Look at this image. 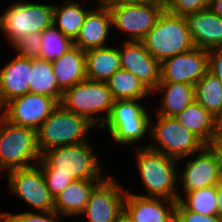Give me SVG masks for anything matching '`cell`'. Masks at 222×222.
Returning <instances> with one entry per match:
<instances>
[{"mask_svg":"<svg viewBox=\"0 0 222 222\" xmlns=\"http://www.w3.org/2000/svg\"><path fill=\"white\" fill-rule=\"evenodd\" d=\"M138 101L114 100L111 112L101 127L107 126L111 137L118 144H135L150 131V118Z\"/></svg>","mask_w":222,"mask_h":222,"instance_id":"obj_10","label":"cell"},{"mask_svg":"<svg viewBox=\"0 0 222 222\" xmlns=\"http://www.w3.org/2000/svg\"><path fill=\"white\" fill-rule=\"evenodd\" d=\"M157 124L151 126V138L154 142L148 148L161 152L176 160H183L191 154H197L205 144L175 117L157 115Z\"/></svg>","mask_w":222,"mask_h":222,"instance_id":"obj_9","label":"cell"},{"mask_svg":"<svg viewBox=\"0 0 222 222\" xmlns=\"http://www.w3.org/2000/svg\"><path fill=\"white\" fill-rule=\"evenodd\" d=\"M53 72L58 88L64 93L67 89L86 78L85 51L72 45L61 57L52 61Z\"/></svg>","mask_w":222,"mask_h":222,"instance_id":"obj_21","label":"cell"},{"mask_svg":"<svg viewBox=\"0 0 222 222\" xmlns=\"http://www.w3.org/2000/svg\"><path fill=\"white\" fill-rule=\"evenodd\" d=\"M175 118L205 145H209L217 130V119L196 100Z\"/></svg>","mask_w":222,"mask_h":222,"instance_id":"obj_24","label":"cell"},{"mask_svg":"<svg viewBox=\"0 0 222 222\" xmlns=\"http://www.w3.org/2000/svg\"><path fill=\"white\" fill-rule=\"evenodd\" d=\"M185 196V199L180 196L178 201L187 210L201 215H217L216 185L190 191Z\"/></svg>","mask_w":222,"mask_h":222,"instance_id":"obj_30","label":"cell"},{"mask_svg":"<svg viewBox=\"0 0 222 222\" xmlns=\"http://www.w3.org/2000/svg\"><path fill=\"white\" fill-rule=\"evenodd\" d=\"M54 5L23 2L13 4L0 16V30L13 46L23 36L41 33L53 25Z\"/></svg>","mask_w":222,"mask_h":222,"instance_id":"obj_8","label":"cell"},{"mask_svg":"<svg viewBox=\"0 0 222 222\" xmlns=\"http://www.w3.org/2000/svg\"><path fill=\"white\" fill-rule=\"evenodd\" d=\"M40 59L53 61L66 53L73 41L63 35L54 25L41 32Z\"/></svg>","mask_w":222,"mask_h":222,"instance_id":"obj_31","label":"cell"},{"mask_svg":"<svg viewBox=\"0 0 222 222\" xmlns=\"http://www.w3.org/2000/svg\"><path fill=\"white\" fill-rule=\"evenodd\" d=\"M31 58L16 55L0 69V109L11 99L30 92Z\"/></svg>","mask_w":222,"mask_h":222,"instance_id":"obj_18","label":"cell"},{"mask_svg":"<svg viewBox=\"0 0 222 222\" xmlns=\"http://www.w3.org/2000/svg\"><path fill=\"white\" fill-rule=\"evenodd\" d=\"M141 42L160 64L170 57L190 51L195 47L186 18L171 14L166 10Z\"/></svg>","mask_w":222,"mask_h":222,"instance_id":"obj_3","label":"cell"},{"mask_svg":"<svg viewBox=\"0 0 222 222\" xmlns=\"http://www.w3.org/2000/svg\"><path fill=\"white\" fill-rule=\"evenodd\" d=\"M9 185L12 193L38 212L54 211V198L47 188L41 168L31 166L9 171Z\"/></svg>","mask_w":222,"mask_h":222,"instance_id":"obj_11","label":"cell"},{"mask_svg":"<svg viewBox=\"0 0 222 222\" xmlns=\"http://www.w3.org/2000/svg\"><path fill=\"white\" fill-rule=\"evenodd\" d=\"M102 180H73L54 198V211L59 216H80L93 189Z\"/></svg>","mask_w":222,"mask_h":222,"instance_id":"obj_22","label":"cell"},{"mask_svg":"<svg viewBox=\"0 0 222 222\" xmlns=\"http://www.w3.org/2000/svg\"><path fill=\"white\" fill-rule=\"evenodd\" d=\"M99 7V8H98ZM96 9H91L73 41V45L83 51L106 46L107 36L112 28V17L107 5L99 4Z\"/></svg>","mask_w":222,"mask_h":222,"instance_id":"obj_20","label":"cell"},{"mask_svg":"<svg viewBox=\"0 0 222 222\" xmlns=\"http://www.w3.org/2000/svg\"><path fill=\"white\" fill-rule=\"evenodd\" d=\"M99 3H98V5L99 4H108V3H110V2H114V1H118V0H97Z\"/></svg>","mask_w":222,"mask_h":222,"instance_id":"obj_43","label":"cell"},{"mask_svg":"<svg viewBox=\"0 0 222 222\" xmlns=\"http://www.w3.org/2000/svg\"><path fill=\"white\" fill-rule=\"evenodd\" d=\"M85 67L88 80L106 82L121 69L118 48L105 46L85 51Z\"/></svg>","mask_w":222,"mask_h":222,"instance_id":"obj_23","label":"cell"},{"mask_svg":"<svg viewBox=\"0 0 222 222\" xmlns=\"http://www.w3.org/2000/svg\"><path fill=\"white\" fill-rule=\"evenodd\" d=\"M30 92L53 97L59 104L63 92L58 88L52 62L31 58Z\"/></svg>","mask_w":222,"mask_h":222,"instance_id":"obj_27","label":"cell"},{"mask_svg":"<svg viewBox=\"0 0 222 222\" xmlns=\"http://www.w3.org/2000/svg\"><path fill=\"white\" fill-rule=\"evenodd\" d=\"M209 71L222 82V47L208 51Z\"/></svg>","mask_w":222,"mask_h":222,"instance_id":"obj_37","label":"cell"},{"mask_svg":"<svg viewBox=\"0 0 222 222\" xmlns=\"http://www.w3.org/2000/svg\"><path fill=\"white\" fill-rule=\"evenodd\" d=\"M194 87L195 100L218 119L222 115V82L208 71Z\"/></svg>","mask_w":222,"mask_h":222,"instance_id":"obj_29","label":"cell"},{"mask_svg":"<svg viewBox=\"0 0 222 222\" xmlns=\"http://www.w3.org/2000/svg\"><path fill=\"white\" fill-rule=\"evenodd\" d=\"M136 150L139 173L148 190L147 195H136L178 201L180 195L176 193V185L179 184L176 183L179 174L176 166L179 161L146 146L136 147Z\"/></svg>","mask_w":222,"mask_h":222,"instance_id":"obj_2","label":"cell"},{"mask_svg":"<svg viewBox=\"0 0 222 222\" xmlns=\"http://www.w3.org/2000/svg\"><path fill=\"white\" fill-rule=\"evenodd\" d=\"M41 159L37 146L36 130L18 126L0 117V172L27 168L30 160Z\"/></svg>","mask_w":222,"mask_h":222,"instance_id":"obj_7","label":"cell"},{"mask_svg":"<svg viewBox=\"0 0 222 222\" xmlns=\"http://www.w3.org/2000/svg\"><path fill=\"white\" fill-rule=\"evenodd\" d=\"M209 9L222 18V0H210Z\"/></svg>","mask_w":222,"mask_h":222,"instance_id":"obj_40","label":"cell"},{"mask_svg":"<svg viewBox=\"0 0 222 222\" xmlns=\"http://www.w3.org/2000/svg\"><path fill=\"white\" fill-rule=\"evenodd\" d=\"M164 6L167 12L185 17L191 13L208 9L210 0H166Z\"/></svg>","mask_w":222,"mask_h":222,"instance_id":"obj_32","label":"cell"},{"mask_svg":"<svg viewBox=\"0 0 222 222\" xmlns=\"http://www.w3.org/2000/svg\"><path fill=\"white\" fill-rule=\"evenodd\" d=\"M43 175L70 176L73 180H103L101 165L89 141L57 146L41 154Z\"/></svg>","mask_w":222,"mask_h":222,"instance_id":"obj_1","label":"cell"},{"mask_svg":"<svg viewBox=\"0 0 222 222\" xmlns=\"http://www.w3.org/2000/svg\"><path fill=\"white\" fill-rule=\"evenodd\" d=\"M174 222H222L218 215H201L187 210L179 201H176Z\"/></svg>","mask_w":222,"mask_h":222,"instance_id":"obj_35","label":"cell"},{"mask_svg":"<svg viewBox=\"0 0 222 222\" xmlns=\"http://www.w3.org/2000/svg\"><path fill=\"white\" fill-rule=\"evenodd\" d=\"M113 103L114 99L106 82L88 79L67 89L60 102L67 111L87 118L94 125H99L100 129L108 118ZM103 111L106 116L97 117L96 113Z\"/></svg>","mask_w":222,"mask_h":222,"instance_id":"obj_6","label":"cell"},{"mask_svg":"<svg viewBox=\"0 0 222 222\" xmlns=\"http://www.w3.org/2000/svg\"><path fill=\"white\" fill-rule=\"evenodd\" d=\"M194 46L203 50L222 47V18L211 9L185 16Z\"/></svg>","mask_w":222,"mask_h":222,"instance_id":"obj_19","label":"cell"},{"mask_svg":"<svg viewBox=\"0 0 222 222\" xmlns=\"http://www.w3.org/2000/svg\"><path fill=\"white\" fill-rule=\"evenodd\" d=\"M65 5L54 6L53 25L58 30L74 41L81 30L84 20L90 10L84 9L74 0H66Z\"/></svg>","mask_w":222,"mask_h":222,"instance_id":"obj_28","label":"cell"},{"mask_svg":"<svg viewBox=\"0 0 222 222\" xmlns=\"http://www.w3.org/2000/svg\"><path fill=\"white\" fill-rule=\"evenodd\" d=\"M208 71V51L194 47L161 63L160 82H180L195 86Z\"/></svg>","mask_w":222,"mask_h":222,"instance_id":"obj_14","label":"cell"},{"mask_svg":"<svg viewBox=\"0 0 222 222\" xmlns=\"http://www.w3.org/2000/svg\"><path fill=\"white\" fill-rule=\"evenodd\" d=\"M106 84L114 100H140L152 94L133 73L122 68L116 71Z\"/></svg>","mask_w":222,"mask_h":222,"instance_id":"obj_26","label":"cell"},{"mask_svg":"<svg viewBox=\"0 0 222 222\" xmlns=\"http://www.w3.org/2000/svg\"><path fill=\"white\" fill-rule=\"evenodd\" d=\"M106 5L112 27L128 33L129 41H141L165 10L164 2L159 0H118Z\"/></svg>","mask_w":222,"mask_h":222,"instance_id":"obj_5","label":"cell"},{"mask_svg":"<svg viewBox=\"0 0 222 222\" xmlns=\"http://www.w3.org/2000/svg\"><path fill=\"white\" fill-rule=\"evenodd\" d=\"M208 146L215 152L222 166V133L218 129Z\"/></svg>","mask_w":222,"mask_h":222,"instance_id":"obj_38","label":"cell"},{"mask_svg":"<svg viewBox=\"0 0 222 222\" xmlns=\"http://www.w3.org/2000/svg\"><path fill=\"white\" fill-rule=\"evenodd\" d=\"M217 215L222 217V179L216 184Z\"/></svg>","mask_w":222,"mask_h":222,"instance_id":"obj_39","label":"cell"},{"mask_svg":"<svg viewBox=\"0 0 222 222\" xmlns=\"http://www.w3.org/2000/svg\"><path fill=\"white\" fill-rule=\"evenodd\" d=\"M116 222H132V220L129 218V216L123 212L117 219Z\"/></svg>","mask_w":222,"mask_h":222,"instance_id":"obj_41","label":"cell"},{"mask_svg":"<svg viewBox=\"0 0 222 222\" xmlns=\"http://www.w3.org/2000/svg\"><path fill=\"white\" fill-rule=\"evenodd\" d=\"M41 33L33 32L23 36L18 42L13 45L17 55L25 58H40L41 52Z\"/></svg>","mask_w":222,"mask_h":222,"instance_id":"obj_33","label":"cell"},{"mask_svg":"<svg viewBox=\"0 0 222 222\" xmlns=\"http://www.w3.org/2000/svg\"><path fill=\"white\" fill-rule=\"evenodd\" d=\"M159 90L164 91L157 115L175 117L195 100V87L187 83L159 82L152 95Z\"/></svg>","mask_w":222,"mask_h":222,"instance_id":"obj_25","label":"cell"},{"mask_svg":"<svg viewBox=\"0 0 222 222\" xmlns=\"http://www.w3.org/2000/svg\"><path fill=\"white\" fill-rule=\"evenodd\" d=\"M217 129L222 133V115L217 119Z\"/></svg>","mask_w":222,"mask_h":222,"instance_id":"obj_42","label":"cell"},{"mask_svg":"<svg viewBox=\"0 0 222 222\" xmlns=\"http://www.w3.org/2000/svg\"><path fill=\"white\" fill-rule=\"evenodd\" d=\"M112 178L105 177L92 191L90 199L80 213L88 222H116L124 212L125 188Z\"/></svg>","mask_w":222,"mask_h":222,"instance_id":"obj_13","label":"cell"},{"mask_svg":"<svg viewBox=\"0 0 222 222\" xmlns=\"http://www.w3.org/2000/svg\"><path fill=\"white\" fill-rule=\"evenodd\" d=\"M197 157L186 163L184 172L178 175L184 193L216 185L222 179V166L215 152L205 145Z\"/></svg>","mask_w":222,"mask_h":222,"instance_id":"obj_15","label":"cell"},{"mask_svg":"<svg viewBox=\"0 0 222 222\" xmlns=\"http://www.w3.org/2000/svg\"><path fill=\"white\" fill-rule=\"evenodd\" d=\"M40 213L28 211L19 214H10V212H5L3 213V222H58L57 218L60 217L55 211Z\"/></svg>","mask_w":222,"mask_h":222,"instance_id":"obj_34","label":"cell"},{"mask_svg":"<svg viewBox=\"0 0 222 222\" xmlns=\"http://www.w3.org/2000/svg\"><path fill=\"white\" fill-rule=\"evenodd\" d=\"M58 104L53 97L29 92L11 99L0 111L5 110L1 115L8 122L37 130Z\"/></svg>","mask_w":222,"mask_h":222,"instance_id":"obj_12","label":"cell"},{"mask_svg":"<svg viewBox=\"0 0 222 222\" xmlns=\"http://www.w3.org/2000/svg\"><path fill=\"white\" fill-rule=\"evenodd\" d=\"M119 50L121 68L133 73L152 92L160 82L161 64L146 50L141 41H125Z\"/></svg>","mask_w":222,"mask_h":222,"instance_id":"obj_16","label":"cell"},{"mask_svg":"<svg viewBox=\"0 0 222 222\" xmlns=\"http://www.w3.org/2000/svg\"><path fill=\"white\" fill-rule=\"evenodd\" d=\"M95 125L87 118L67 111L61 104L36 130L40 153L57 147L88 141V132Z\"/></svg>","mask_w":222,"mask_h":222,"instance_id":"obj_4","label":"cell"},{"mask_svg":"<svg viewBox=\"0 0 222 222\" xmlns=\"http://www.w3.org/2000/svg\"><path fill=\"white\" fill-rule=\"evenodd\" d=\"M175 206L176 201L142 197L128 190L124 200V212L132 222H174Z\"/></svg>","mask_w":222,"mask_h":222,"instance_id":"obj_17","label":"cell"},{"mask_svg":"<svg viewBox=\"0 0 222 222\" xmlns=\"http://www.w3.org/2000/svg\"><path fill=\"white\" fill-rule=\"evenodd\" d=\"M44 177L47 188L53 198H55L65 187H67L73 181L70 176L44 175Z\"/></svg>","mask_w":222,"mask_h":222,"instance_id":"obj_36","label":"cell"},{"mask_svg":"<svg viewBox=\"0 0 222 222\" xmlns=\"http://www.w3.org/2000/svg\"><path fill=\"white\" fill-rule=\"evenodd\" d=\"M0 222H3V213H0Z\"/></svg>","mask_w":222,"mask_h":222,"instance_id":"obj_44","label":"cell"}]
</instances>
